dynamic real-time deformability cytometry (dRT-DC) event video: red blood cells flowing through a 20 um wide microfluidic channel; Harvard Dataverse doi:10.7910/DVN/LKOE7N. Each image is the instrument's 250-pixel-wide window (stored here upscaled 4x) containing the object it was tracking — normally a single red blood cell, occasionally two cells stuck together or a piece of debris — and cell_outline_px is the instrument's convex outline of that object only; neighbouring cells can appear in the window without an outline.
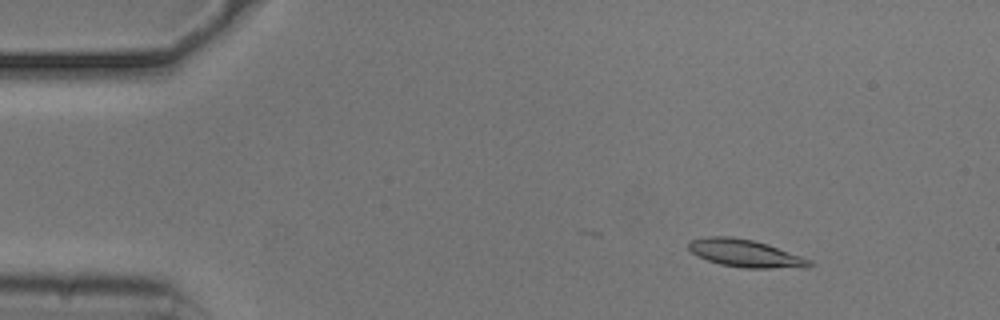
{"species": "common noctule bat (a hibernating species)", "species_latin": "Nyctalus noctula", "temperature_condition": "cold", "stored_images_in_passage": 44, "camera_frame_rate_fps": 3000, "um_per_image_px": 0.085, "animal": {"sex": "male", "body_mass_g": 20.5, "forearm_length_mm": 52.5}, "frame": {"image": 1, "passage_image": 6, "time_ms": 1.667, "image_size_px": [1000, 320], "cell_outline_px": [[812, 264], [808, 268], [744, 268], [720, 264], [708, 260], [692, 252], [688, 248], [688, 244], [692, 240], [708, 236], [728, 236], [752, 240], [812, 260]], "centroid_in_image_um": [63.36, 21.55], "position_along_channel_um": 21.6, "area_um2": 19.02}}
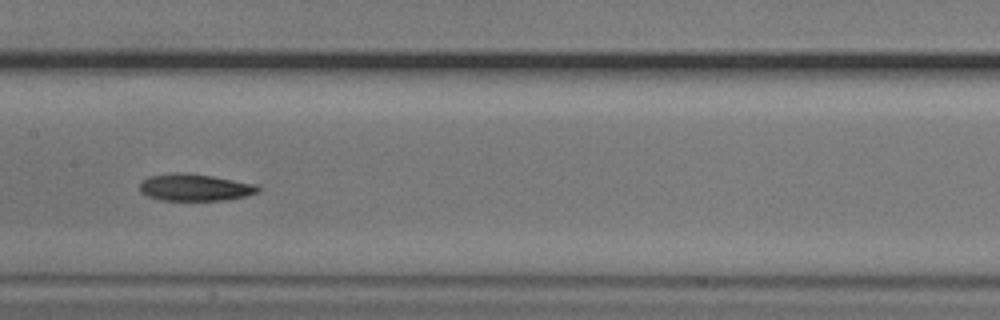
{"frame": {"image": 2, "passage_image": 26, "time_ms": 8.333, "image_size_px": [1000, 320], "cell_outline_px": [[260, 188], [256, 192], [244, 196], [224, 200], [160, 200], [148, 196], [140, 192], [140, 184], [148, 176], [176, 172], [180, 172], [212, 176], [256, 184]], "centroid_in_image_um": [16.53, 15.93], "position_along_channel_um": 190.9, "area_um2": 18.38}}
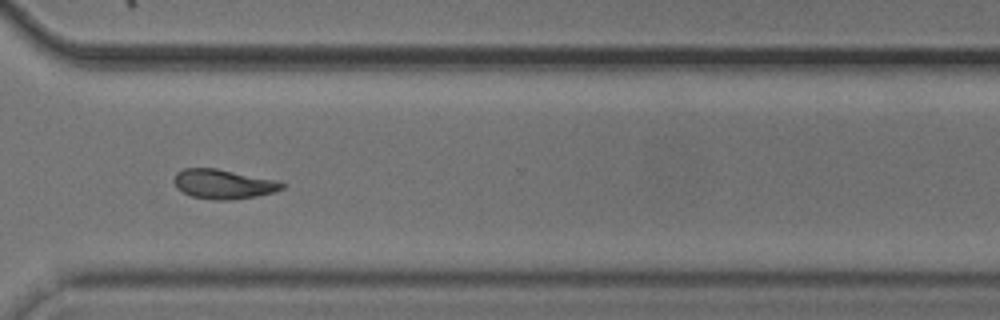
{"frame": {"image": 3, "passage_image": 39, "time_ms": 12.667, "image_size_px": [1000, 320], "cell_outline_px": [[284, 188], [272, 192], [256, 196], [232, 200], [212, 200], [192, 196], [176, 188], [176, 172], [184, 168], [216, 168], [280, 180], [284, 184]], "centroid_in_image_um": [19.03, 15.64], "position_along_channel_um": 351.6, "area_um2": 18.55}}